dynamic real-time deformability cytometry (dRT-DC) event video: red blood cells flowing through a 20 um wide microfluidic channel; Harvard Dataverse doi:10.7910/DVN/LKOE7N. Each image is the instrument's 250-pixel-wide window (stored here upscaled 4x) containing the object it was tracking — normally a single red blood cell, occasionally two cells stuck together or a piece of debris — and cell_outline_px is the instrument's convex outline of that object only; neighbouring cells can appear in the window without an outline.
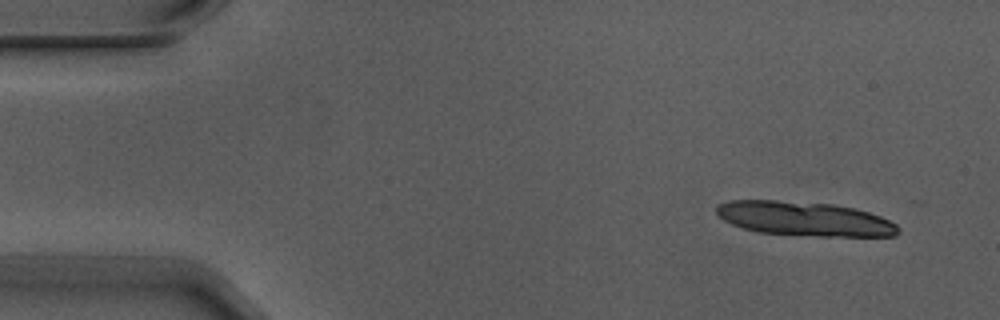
{"species": "Egyptian fruit bat (a non-hibernating species)", "species_latin": "Rousettus aegyptiacus", "temperature_condition": "warm", "stored_images_in_passage": 6, "segment_of_instrument_passage": [1, 2], "camera_frame_rate_fps": 3000, "um_per_image_px": 0.085, "animal": {"sex": "male"}, "frame": {"image": 1, "passage_image": 1, "time_ms": 0.0, "image_size_px": [1000, 320], "cell_outline_px": [[900, 232], [896, 236], [820, 236], [760, 232], [744, 228], [732, 224], [724, 220], [716, 212], [716, 204], [728, 200], [776, 200], [832, 204], [852, 208], [868, 212], [880, 216], [896, 224], [900, 228]], "centroid_in_image_um": [68.38, 18.59], "position_along_channel_um": 16.6, "area_um2": 36.13}}